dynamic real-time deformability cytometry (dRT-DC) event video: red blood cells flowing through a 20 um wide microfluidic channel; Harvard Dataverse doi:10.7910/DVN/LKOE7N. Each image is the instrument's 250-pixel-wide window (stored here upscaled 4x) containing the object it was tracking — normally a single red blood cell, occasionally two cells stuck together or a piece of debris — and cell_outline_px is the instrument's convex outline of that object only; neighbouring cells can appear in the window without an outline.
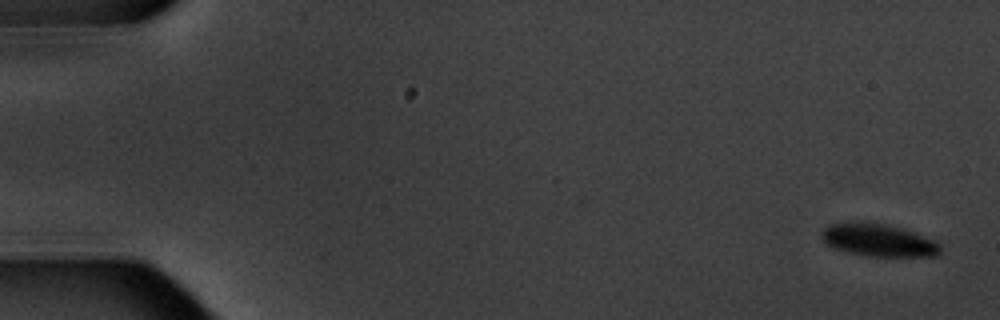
{"species": "common noctule bat (a hibernating species)", "species_latin": "Nyctalus noctula", "temperature_condition": "warm", "stored_images_in_passage": 5, "camera_frame_rate_fps": 3000, "um_per_image_px": 0.085, "animal": {"sex": "male", "body_mass_g": 20.1, "forearm_length_mm": 53.5}, "frame": {"image": 1, "passage_image": 1, "time_ms": 0.0, "image_size_px": [1000, 320], "cell_outline_px": [[940, 252], [936, 256], [864, 256], [848, 252], [836, 248], [828, 244], [820, 236], [824, 228], [828, 224], [888, 224], [904, 228], [936, 240], [940, 244]], "centroid_in_image_um": [74.74, 20.44], "position_along_channel_um": 10.3, "area_um2": 22.08}}